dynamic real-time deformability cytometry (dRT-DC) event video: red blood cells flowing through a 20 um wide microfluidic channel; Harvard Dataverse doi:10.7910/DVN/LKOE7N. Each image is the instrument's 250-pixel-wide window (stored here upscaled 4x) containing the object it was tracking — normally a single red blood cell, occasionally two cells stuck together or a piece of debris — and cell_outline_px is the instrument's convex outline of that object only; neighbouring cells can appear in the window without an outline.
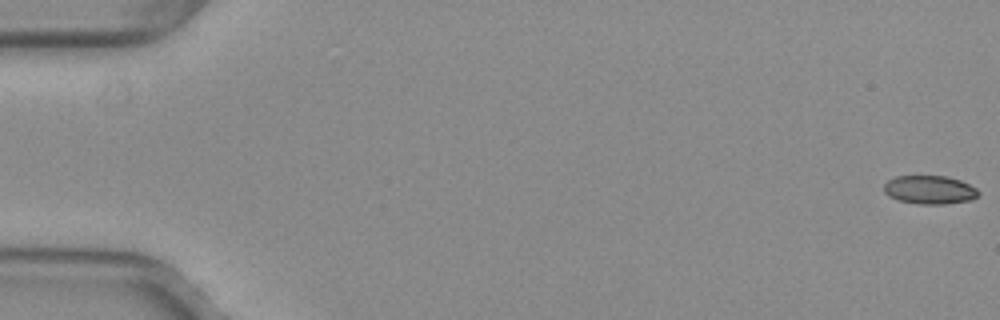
{"species": "common noctule bat (a hibernating species)", "species_latin": "Nyctalus noctula", "temperature_condition": "warm", "stored_images_in_passage": 47, "camera_frame_rate_fps": 3000, "um_per_image_px": 0.085, "animal": {"sex": "female", "body_mass_g": 29.2, "forearm_length_mm": 56.3}, "frame": {"image": 1, "passage_image": 1, "time_ms": 0.0, "image_size_px": [1000, 320], "cell_outline_px": [[980, 192], [972, 200], [944, 204], [916, 204], [900, 200], [888, 196], [884, 192], [884, 184], [888, 180], [896, 176], [948, 176], [960, 180], [976, 188]], "centroid_in_image_um": [79.01, 16.13], "position_along_channel_um": 6.0, "area_um2": 15.72}}
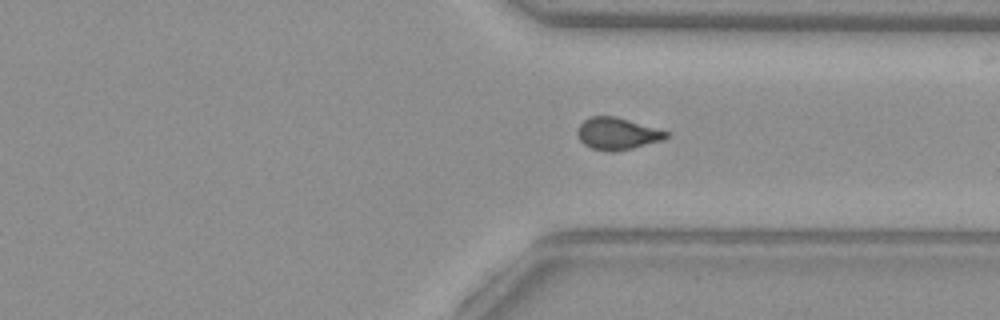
{"frame": {"image": 2, "passage_image": 40, "time_ms": 13.0, "image_size_px": [1000, 320], "cell_outline_px": [[668, 136], [664, 140], [632, 148], [612, 152], [608, 152], [592, 148], [584, 144], [580, 140], [576, 132], [580, 124], [584, 120], [592, 116], [616, 116], [668, 132]], "centroid_in_image_um": [52.45, 11.36], "position_along_channel_um": 359.0, "area_um2": 16.42}}
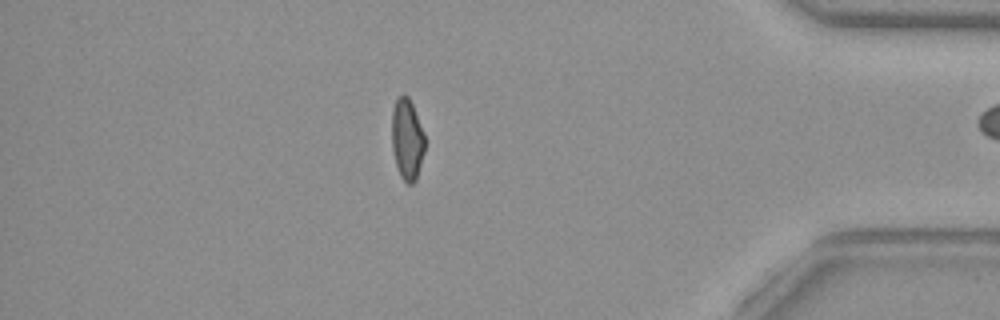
{"frame": {"image": 3, "passage_image": 46, "time_ms": 15.0, "image_size_px": [1000, 320], "cell_outline_px": [[424, 152], [416, 180], [412, 184], [408, 184], [400, 176], [396, 164], [392, 148], [392, 112], [396, 100], [404, 92], [408, 96], [412, 104], [424, 132]], "centroid_in_image_um": [34.6, 11.83], "position_along_channel_um": 400.6, "area_um2": 15.55}}